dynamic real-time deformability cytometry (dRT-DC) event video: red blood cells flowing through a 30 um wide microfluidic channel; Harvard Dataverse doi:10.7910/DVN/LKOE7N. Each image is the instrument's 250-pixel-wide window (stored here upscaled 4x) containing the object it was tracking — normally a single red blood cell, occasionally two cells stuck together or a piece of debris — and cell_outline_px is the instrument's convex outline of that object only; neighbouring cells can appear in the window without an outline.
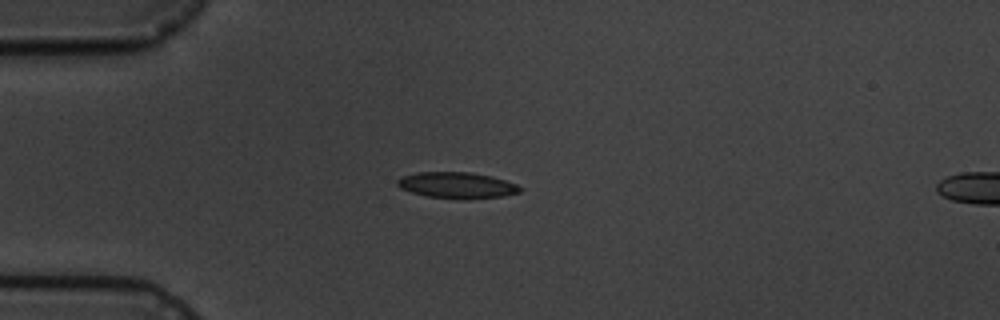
{"species": "common noctule bat (a hibernating species)", "species_latin": "Nyctalus noctula", "temperature_condition": "cold", "stored_images_in_passage": 12, "camera_frame_rate_fps": 3000, "um_per_image_px": 0.085, "animal": {"sex": "male", "body_mass_g": 19.5, "forearm_length_mm": 54.6}, "frame": {"image": 1, "passage_image": 1, "time_ms": 0.0, "image_size_px": [1000, 320], "cell_outline_px": [[524, 188], [520, 192], [504, 196], [428, 196], [412, 192], [400, 188], [396, 184], [396, 180], [404, 176], [416, 172], [472, 172], [504, 180], [516, 184]], "centroid_in_image_um": [38.81, 15.69], "position_along_channel_um": 46.2, "area_um2": 17.63}}
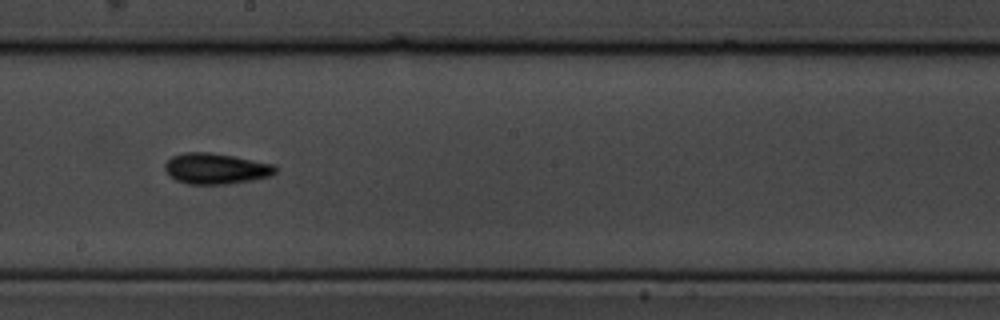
{"frame": {"image": 2, "passage_image": 6, "time_ms": 5.667, "image_size_px": [1000, 320], "cell_outline_px": [[276, 172], [268, 176], [252, 180], [228, 184], [188, 184], [176, 180], [168, 176], [164, 168], [164, 164], [172, 156], [184, 152], [208, 152], [232, 156], [276, 164]], "centroid_in_image_um": [18.32, 14.33], "position_along_channel_um": 229.9, "area_um2": 19.88}}
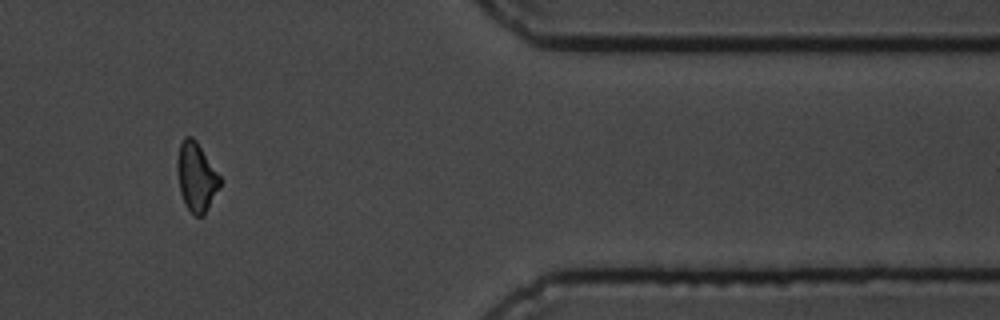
{"frame": {"image": 3, "passage_image": 10, "time_ms": 11.0, "image_size_px": [1000, 320], "cell_outline_px": [[220, 188], [204, 216], [192, 216], [180, 192], [176, 164], [180, 144], [184, 136], [192, 136], [196, 140], [220, 176]], "centroid_in_image_um": [16.69, 15.05], "position_along_channel_um": 394.7, "area_um2": 17.17}, "authors_computed_cell_mechanics": {"area_um2": 17.5712, "velocity_mm_per_s": 3.5718, "shape_relaxation_time_tau1_ms": 2.2392, "shape_relaxation_time_tau2_ms": 6.9095, "deformation_change_tau1": 0.085, "deformation_change_tau2": 0.1556}}